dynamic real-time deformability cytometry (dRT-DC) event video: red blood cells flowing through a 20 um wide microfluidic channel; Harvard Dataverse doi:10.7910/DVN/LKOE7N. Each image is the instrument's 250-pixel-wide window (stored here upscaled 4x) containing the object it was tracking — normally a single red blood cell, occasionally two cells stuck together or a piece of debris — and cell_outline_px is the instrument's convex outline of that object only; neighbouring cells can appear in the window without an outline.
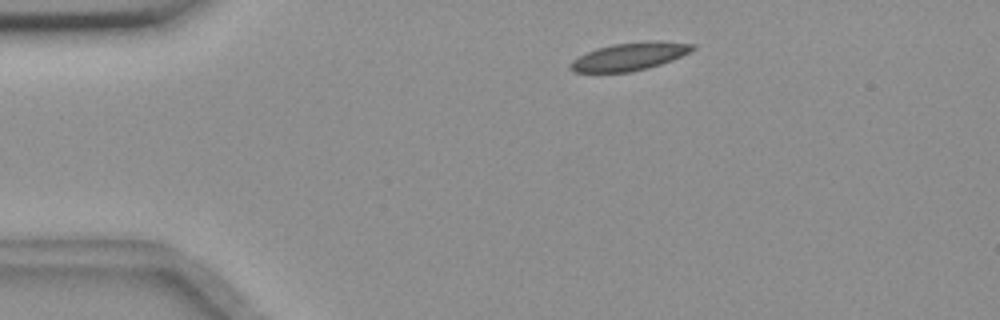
{"species": "common noctule bat (a hibernating species)", "species_latin": "Nyctalus noctula", "temperature_condition": "room temperature", "stored_images_in_passage": 50, "camera_frame_rate_fps": 3000, "um_per_image_px": 0.085, "animal": {"sex": "female", "body_mass_g": 18.4}, "frame": {"image": 1, "passage_image": 5, "time_ms": 1.333, "image_size_px": [1000, 320], "cell_outline_px": [[696, 48], [672, 60], [648, 68], [628, 72], [572, 72], [568, 68], [568, 64], [572, 60], [596, 48], [612, 44], [648, 40], [660, 40], [696, 44]], "centroid_in_image_um": [53.51, 4.79], "position_along_channel_um": 31.5, "area_um2": 19.94}}
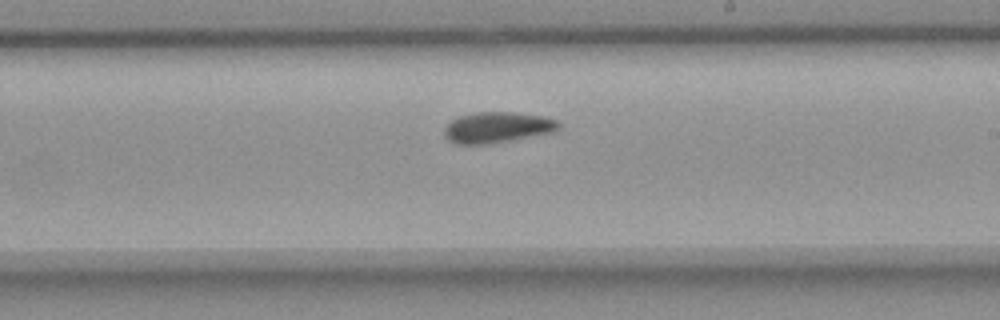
{"frame": {"image": 2, "passage_image": 27, "time_ms": 8.667, "image_size_px": [1000, 320], "cell_outline_px": [[560, 128], [548, 132], [512, 140], [484, 144], [456, 144], [448, 140], [444, 136], [444, 128], [456, 116], [476, 112], [516, 112], [544, 116], [556, 120], [560, 124]], "centroid_in_image_um": [42.21, 10.81], "position_along_channel_um": 246.8, "area_um2": 20.46}}
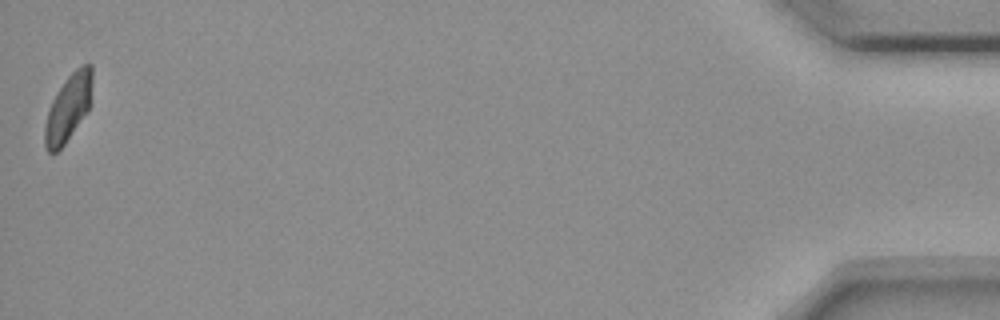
{"frame": {"image": 3, "passage_image": 50, "time_ms": 16.333, "image_size_px": [1000, 320], "cell_outline_px": [[92, 100], [88, 108], [64, 144], [56, 152], [48, 152], [44, 144], [44, 124], [48, 108], [56, 92], [68, 76], [80, 64], [92, 64]], "centroid_in_image_um": [5.79, 9.12], "position_along_channel_um": 429.4, "area_um2": 18.44}, "authors_computed_cell_mechanics": {"area_um2": 19.9699, "velocity_mm_per_s": 3.6149, "shape_relaxation_time_tau1_ms": null, "shape_relaxation_time_tau2_ms": 4.1522, "deformation_change_tau1": null, "deformation_change_tau2": 0.0794}}